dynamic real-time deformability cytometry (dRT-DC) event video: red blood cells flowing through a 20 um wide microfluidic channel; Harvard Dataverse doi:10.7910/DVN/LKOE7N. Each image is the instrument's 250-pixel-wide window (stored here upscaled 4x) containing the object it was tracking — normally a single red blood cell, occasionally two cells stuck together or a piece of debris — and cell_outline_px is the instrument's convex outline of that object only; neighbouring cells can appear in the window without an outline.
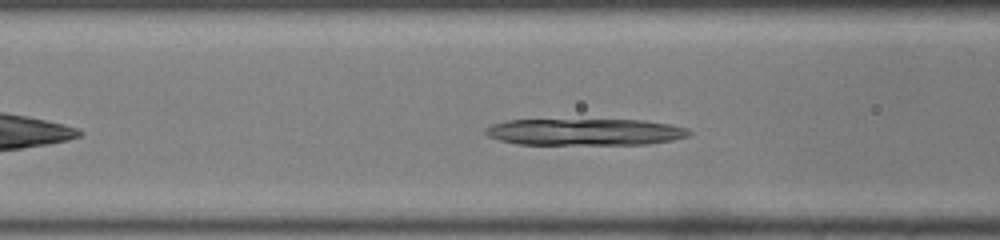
{"species": "common noctule bat (a hibernating species)", "species_latin": "Nyctalus noctula", "temperature_condition": "room temperature", "stored_images_in_passage": 40, "camera_frame_rate_fps": 3000, "um_per_image_px": 0.085, "animal": {"sex": "male", "body_mass_g": 19.0, "forearm_length_mm": 50.8}, "frame": {"image": 1, "passage_image": 9, "time_ms": 2.667, "image_size_px": [1000, 240], "cell_outline_px": [[692, 132], [688, 136], [672, 140], [648, 144], [516, 144], [500, 140], [488, 136], [484, 132], [484, 128], [492, 124], [508, 120], [644, 120], [668, 124], [688, 128]], "centroid_in_image_um": [49.71, 11.21], "position_along_channel_um": 116.9, "area_um2": 31.62}}
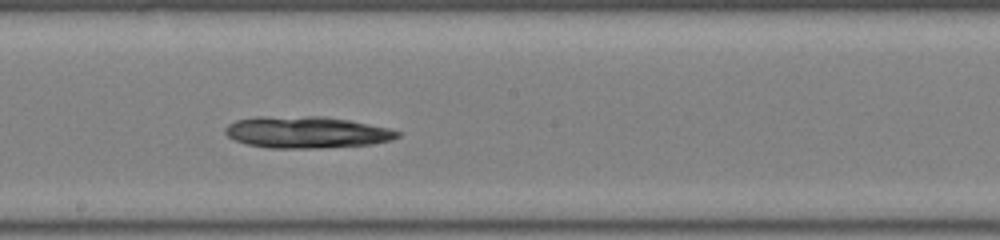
{"frame": {"image": 2, "passage_image": 17, "time_ms": 5.333, "image_size_px": [1000, 240], "cell_outline_px": [[400, 136], [392, 140], [372, 144], [320, 148], [268, 148], [248, 144], [236, 140], [228, 136], [224, 132], [224, 128], [228, 124], [236, 120], [256, 116], [324, 116], [348, 120], [392, 128], [400, 132]], "centroid_in_image_um": [26.07, 11.23], "position_along_channel_um": 222.1, "area_um2": 32.08}}
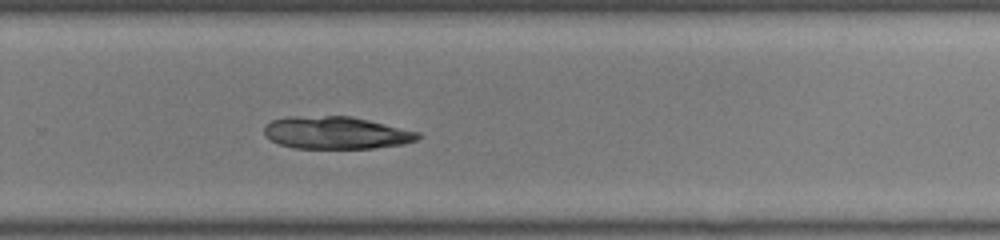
{"frame": {"image": 3, "passage_image": 23, "time_ms": 7.333, "image_size_px": [1000, 240], "cell_outline_px": [[420, 136], [416, 140], [404, 144], [372, 148], [292, 148], [280, 144], [272, 140], [264, 132], [264, 124], [272, 120], [288, 116], [352, 116], [420, 132]], "centroid_in_image_um": [28.56, 11.28], "position_along_channel_um": 301.2, "area_um2": 29.07}, "authors_computed_cell_mechanics": {"area_um2": 29.9982, "velocity_mm_per_s": 3.9557, "shape_relaxation_time_tau1_ms": 11.1631, "shape_relaxation_time_tau2_ms": 1.6464, "deformation_change_tau1": 0.4557, "deformation_change_tau2": 0.0516}}